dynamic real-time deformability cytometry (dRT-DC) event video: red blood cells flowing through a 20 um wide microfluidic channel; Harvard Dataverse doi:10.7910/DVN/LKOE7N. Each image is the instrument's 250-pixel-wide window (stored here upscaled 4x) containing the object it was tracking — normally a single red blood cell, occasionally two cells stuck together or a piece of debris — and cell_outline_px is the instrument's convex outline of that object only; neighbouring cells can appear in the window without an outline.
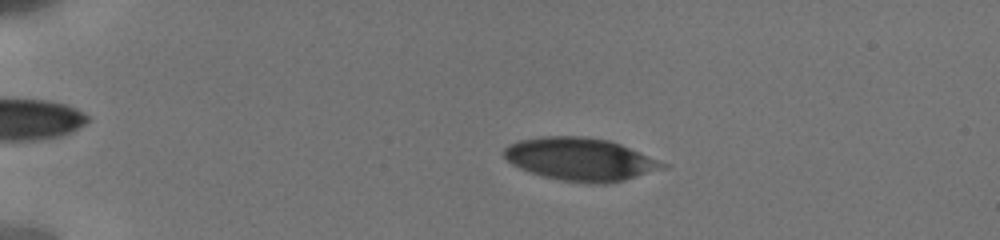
{"species": "human", "species_latin": "Homo sapiens", "temperature_condition": "cold", "stored_images_in_passage": 64, "camera_frame_rate_fps": 3000, "um_per_image_px": 0.085, "donor": {"sex": "male"}, "frame": {"image": 1, "passage_image": 20, "time_ms": 4.0, "image_size_px": [1000, 240], "cell_outline_px": [[668, 168], [624, 180], [608, 184], [588, 184], [560, 180], [528, 172], [512, 164], [504, 156], [504, 148], [508, 144], [520, 140], [544, 136], [584, 136], [608, 140], [620, 144], [640, 152], [668, 164]], "centroid_in_image_um": [49.35, 13.55], "position_along_channel_um": 35.7, "area_um2": 39.77}}
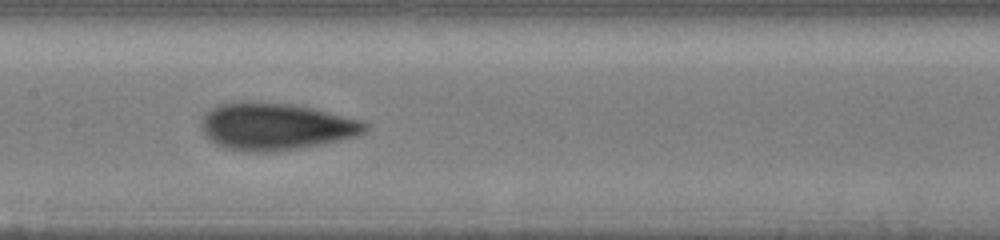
{"frame": {"image": 2, "passage_image": 44, "time_ms": 9.667, "image_size_px": [1000, 240], "cell_outline_px": [[368, 128], [360, 136], [300, 148], [272, 152], [244, 152], [224, 148], [216, 144], [204, 136], [200, 128], [200, 124], [204, 116], [212, 108], [220, 104], [248, 100], [288, 104], [312, 108], [360, 120], [368, 124]], "centroid_in_image_um": [23.4, 10.76], "position_along_channel_um": 184.0, "area_um2": 45.2}}
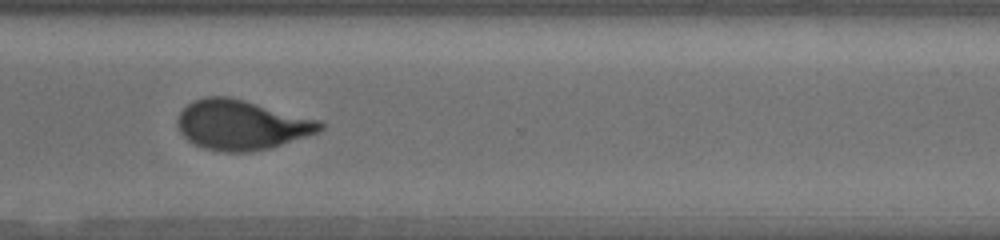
{"frame": {"image": 3, "passage_image": 63, "time_ms": 14.0, "image_size_px": [1000, 240], "cell_outline_px": [[324, 128], [316, 132], [268, 148], [252, 152], [224, 152], [204, 148], [188, 140], [180, 132], [176, 124], [176, 120], [180, 112], [192, 100], [204, 96], [228, 96], [244, 100], [320, 120], [324, 124]], "centroid_in_image_um": [20.48, 10.6], "position_along_channel_um": 350.1, "area_um2": 41.1}}